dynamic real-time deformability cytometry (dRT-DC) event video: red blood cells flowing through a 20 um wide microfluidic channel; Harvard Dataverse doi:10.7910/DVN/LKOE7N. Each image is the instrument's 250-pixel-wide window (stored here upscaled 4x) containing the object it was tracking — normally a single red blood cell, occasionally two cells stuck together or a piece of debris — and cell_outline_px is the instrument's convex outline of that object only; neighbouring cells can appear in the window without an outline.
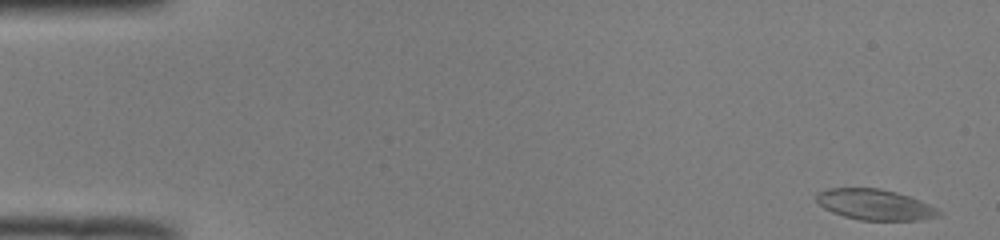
{"species": "common noctule bat (a hibernating species)", "species_latin": "Nyctalus noctula", "temperature_condition": "room temperature", "stored_images_in_passage": 50, "camera_frame_rate_fps": 3000, "um_per_image_px": 0.085, "animal": {"sex": "male", "body_mass_g": 19.0, "forearm_length_mm": 50.8}, "frame": {"image": 1, "passage_image": 1, "time_ms": 0.0, "image_size_px": [1000, 240], "cell_outline_px": [[940, 216], [920, 220], [860, 220], [844, 216], [832, 212], [824, 208], [816, 200], [816, 192], [828, 188], [880, 188], [896, 192], [908, 196], [928, 204], [936, 208], [940, 212]], "centroid_in_image_um": [74.33, 17.39], "position_along_channel_um": 10.7, "area_um2": 21.79}}
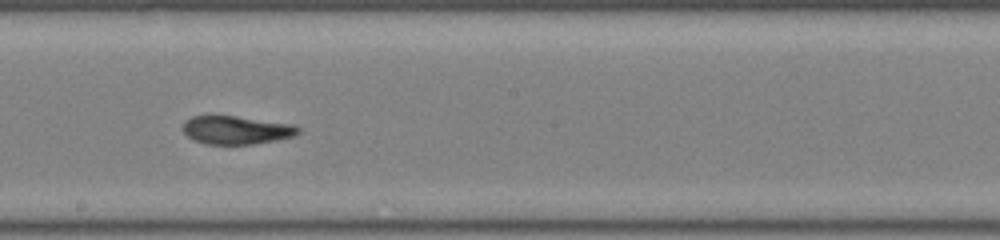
{"frame": {"image": 2, "passage_image": 28, "time_ms": 9.0, "image_size_px": [1000, 240], "cell_outline_px": [[300, 132], [296, 136], [276, 140], [252, 144], [204, 144], [188, 136], [184, 132], [184, 124], [192, 116], [236, 116], [296, 124], [300, 128]], "centroid_in_image_um": [20.18, 11.05], "position_along_channel_um": 228.0, "area_um2": 18.96}}
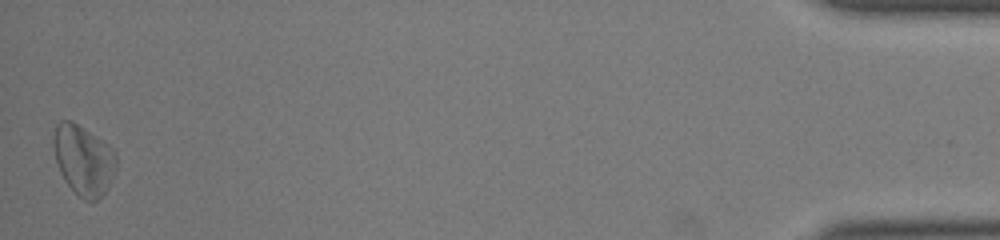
{"frame": {"image": 3, "passage_image": 50, "time_ms": 16.333, "image_size_px": [1000, 240], "cell_outline_px": [[116, 168], [108, 188], [96, 200], [84, 200], [68, 184], [60, 172], [56, 160], [52, 144], [56, 124], [60, 120], [72, 120], [104, 140], [116, 152]], "centroid_in_image_um": [7.1, 13.55], "position_along_channel_um": 428.1, "area_um2": 25.61}, "authors_computed_cell_mechanics": {"area_um2": 20.4612, "velocity_mm_per_s": 3.9528, "shape_relaxation_time_tau1_ms": 3.5864, "shape_relaxation_time_tau2_ms": 3.8011, "deformation_change_tau1": 0.141, "deformation_change_tau2": 0.1246}}